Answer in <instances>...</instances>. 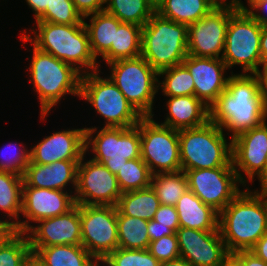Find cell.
I'll use <instances>...</instances> for the list:
<instances>
[{
    "label": "cell",
    "instance_id": "obj_1",
    "mask_svg": "<svg viewBox=\"0 0 267 266\" xmlns=\"http://www.w3.org/2000/svg\"><path fill=\"white\" fill-rule=\"evenodd\" d=\"M231 71L226 91L209 108L210 121L233 139L265 122L267 114L260 98L257 77Z\"/></svg>",
    "mask_w": 267,
    "mask_h": 266
},
{
    "label": "cell",
    "instance_id": "obj_2",
    "mask_svg": "<svg viewBox=\"0 0 267 266\" xmlns=\"http://www.w3.org/2000/svg\"><path fill=\"white\" fill-rule=\"evenodd\" d=\"M30 31L21 30L20 39L25 47L31 42L36 48L72 65L81 74L101 69V60L92 54L88 31L83 24L63 25L35 21ZM31 34V35H30ZM33 35V36H32Z\"/></svg>",
    "mask_w": 267,
    "mask_h": 266
},
{
    "label": "cell",
    "instance_id": "obj_3",
    "mask_svg": "<svg viewBox=\"0 0 267 266\" xmlns=\"http://www.w3.org/2000/svg\"><path fill=\"white\" fill-rule=\"evenodd\" d=\"M29 44L32 56L26 68L30 73L28 81L40 102V118L45 121L52 108L61 104L67 95L80 97L82 74L72 65Z\"/></svg>",
    "mask_w": 267,
    "mask_h": 266
},
{
    "label": "cell",
    "instance_id": "obj_4",
    "mask_svg": "<svg viewBox=\"0 0 267 266\" xmlns=\"http://www.w3.org/2000/svg\"><path fill=\"white\" fill-rule=\"evenodd\" d=\"M243 190L219 213V231L228 252L250 250L267 232L265 198Z\"/></svg>",
    "mask_w": 267,
    "mask_h": 266
},
{
    "label": "cell",
    "instance_id": "obj_5",
    "mask_svg": "<svg viewBox=\"0 0 267 266\" xmlns=\"http://www.w3.org/2000/svg\"><path fill=\"white\" fill-rule=\"evenodd\" d=\"M181 169L234 167L232 162V139L221 127L210 120L196 128L178 131ZM229 141V142H228Z\"/></svg>",
    "mask_w": 267,
    "mask_h": 266
},
{
    "label": "cell",
    "instance_id": "obj_6",
    "mask_svg": "<svg viewBox=\"0 0 267 266\" xmlns=\"http://www.w3.org/2000/svg\"><path fill=\"white\" fill-rule=\"evenodd\" d=\"M188 26L155 12L141 31V56L158 73L188 56Z\"/></svg>",
    "mask_w": 267,
    "mask_h": 266
},
{
    "label": "cell",
    "instance_id": "obj_7",
    "mask_svg": "<svg viewBox=\"0 0 267 266\" xmlns=\"http://www.w3.org/2000/svg\"><path fill=\"white\" fill-rule=\"evenodd\" d=\"M101 70L82 74L80 97L91 104L94 112L104 119L103 127L131 128L142 116L131 106L118 87Z\"/></svg>",
    "mask_w": 267,
    "mask_h": 266
},
{
    "label": "cell",
    "instance_id": "obj_8",
    "mask_svg": "<svg viewBox=\"0 0 267 266\" xmlns=\"http://www.w3.org/2000/svg\"><path fill=\"white\" fill-rule=\"evenodd\" d=\"M85 128V154H92H89L91 159L102 163L114 175L127 160L141 158L140 121L131 128Z\"/></svg>",
    "mask_w": 267,
    "mask_h": 266
},
{
    "label": "cell",
    "instance_id": "obj_9",
    "mask_svg": "<svg viewBox=\"0 0 267 266\" xmlns=\"http://www.w3.org/2000/svg\"><path fill=\"white\" fill-rule=\"evenodd\" d=\"M108 78L118 87L131 106L142 116L154 117L158 94V72L142 57L121 59L106 64Z\"/></svg>",
    "mask_w": 267,
    "mask_h": 266
},
{
    "label": "cell",
    "instance_id": "obj_10",
    "mask_svg": "<svg viewBox=\"0 0 267 266\" xmlns=\"http://www.w3.org/2000/svg\"><path fill=\"white\" fill-rule=\"evenodd\" d=\"M262 25L248 12L237 10L228 23L222 56L228 69L240 66L239 74H254L261 66Z\"/></svg>",
    "mask_w": 267,
    "mask_h": 266
},
{
    "label": "cell",
    "instance_id": "obj_11",
    "mask_svg": "<svg viewBox=\"0 0 267 266\" xmlns=\"http://www.w3.org/2000/svg\"><path fill=\"white\" fill-rule=\"evenodd\" d=\"M140 137L141 159L152 175L182 170L178 130L147 116L140 119Z\"/></svg>",
    "mask_w": 267,
    "mask_h": 266
},
{
    "label": "cell",
    "instance_id": "obj_12",
    "mask_svg": "<svg viewBox=\"0 0 267 266\" xmlns=\"http://www.w3.org/2000/svg\"><path fill=\"white\" fill-rule=\"evenodd\" d=\"M238 10L234 0H222L207 15L188 26V55L221 59L230 17Z\"/></svg>",
    "mask_w": 267,
    "mask_h": 266
},
{
    "label": "cell",
    "instance_id": "obj_13",
    "mask_svg": "<svg viewBox=\"0 0 267 266\" xmlns=\"http://www.w3.org/2000/svg\"><path fill=\"white\" fill-rule=\"evenodd\" d=\"M82 246L96 259L118 248L117 206L80 205Z\"/></svg>",
    "mask_w": 267,
    "mask_h": 266
},
{
    "label": "cell",
    "instance_id": "obj_14",
    "mask_svg": "<svg viewBox=\"0 0 267 266\" xmlns=\"http://www.w3.org/2000/svg\"><path fill=\"white\" fill-rule=\"evenodd\" d=\"M86 159L84 154L78 164L74 193L76 204L117 206L122 191L116 175L102 163Z\"/></svg>",
    "mask_w": 267,
    "mask_h": 266
},
{
    "label": "cell",
    "instance_id": "obj_15",
    "mask_svg": "<svg viewBox=\"0 0 267 266\" xmlns=\"http://www.w3.org/2000/svg\"><path fill=\"white\" fill-rule=\"evenodd\" d=\"M184 173L188 190L219 213L242 191L239 186L244 187L234 167L194 169Z\"/></svg>",
    "mask_w": 267,
    "mask_h": 266
},
{
    "label": "cell",
    "instance_id": "obj_16",
    "mask_svg": "<svg viewBox=\"0 0 267 266\" xmlns=\"http://www.w3.org/2000/svg\"><path fill=\"white\" fill-rule=\"evenodd\" d=\"M75 205L74 193L30 187L24 182L21 209V217L24 219H20L12 230L26 233L39 220L64 214Z\"/></svg>",
    "mask_w": 267,
    "mask_h": 266
},
{
    "label": "cell",
    "instance_id": "obj_17",
    "mask_svg": "<svg viewBox=\"0 0 267 266\" xmlns=\"http://www.w3.org/2000/svg\"><path fill=\"white\" fill-rule=\"evenodd\" d=\"M232 162L244 187L256 180L267 164V120L232 139Z\"/></svg>",
    "mask_w": 267,
    "mask_h": 266
},
{
    "label": "cell",
    "instance_id": "obj_18",
    "mask_svg": "<svg viewBox=\"0 0 267 266\" xmlns=\"http://www.w3.org/2000/svg\"><path fill=\"white\" fill-rule=\"evenodd\" d=\"M180 257L192 266H221L228 253L220 231L179 227L175 232Z\"/></svg>",
    "mask_w": 267,
    "mask_h": 266
},
{
    "label": "cell",
    "instance_id": "obj_19",
    "mask_svg": "<svg viewBox=\"0 0 267 266\" xmlns=\"http://www.w3.org/2000/svg\"><path fill=\"white\" fill-rule=\"evenodd\" d=\"M36 224L26 232L30 247L82 245L78 204L64 214L39 220Z\"/></svg>",
    "mask_w": 267,
    "mask_h": 266
},
{
    "label": "cell",
    "instance_id": "obj_20",
    "mask_svg": "<svg viewBox=\"0 0 267 266\" xmlns=\"http://www.w3.org/2000/svg\"><path fill=\"white\" fill-rule=\"evenodd\" d=\"M86 128H67L45 136L31 146L30 162L41 165L59 160H81L85 154Z\"/></svg>",
    "mask_w": 267,
    "mask_h": 266
},
{
    "label": "cell",
    "instance_id": "obj_21",
    "mask_svg": "<svg viewBox=\"0 0 267 266\" xmlns=\"http://www.w3.org/2000/svg\"><path fill=\"white\" fill-rule=\"evenodd\" d=\"M182 64L193 77L195 96L208 107L226 91L229 69L222 59L188 55Z\"/></svg>",
    "mask_w": 267,
    "mask_h": 266
},
{
    "label": "cell",
    "instance_id": "obj_22",
    "mask_svg": "<svg viewBox=\"0 0 267 266\" xmlns=\"http://www.w3.org/2000/svg\"><path fill=\"white\" fill-rule=\"evenodd\" d=\"M80 161L59 160L46 165L30 162L24 172L23 180L30 187L75 193L77 169ZM67 186L72 188H68Z\"/></svg>",
    "mask_w": 267,
    "mask_h": 266
},
{
    "label": "cell",
    "instance_id": "obj_23",
    "mask_svg": "<svg viewBox=\"0 0 267 266\" xmlns=\"http://www.w3.org/2000/svg\"><path fill=\"white\" fill-rule=\"evenodd\" d=\"M166 98L164 109L168 112L160 124L179 131L200 127L210 120V108L195 95Z\"/></svg>",
    "mask_w": 267,
    "mask_h": 266
},
{
    "label": "cell",
    "instance_id": "obj_24",
    "mask_svg": "<svg viewBox=\"0 0 267 266\" xmlns=\"http://www.w3.org/2000/svg\"><path fill=\"white\" fill-rule=\"evenodd\" d=\"M175 207L180 227L203 231L219 230V212L204 204L192 191L187 190Z\"/></svg>",
    "mask_w": 267,
    "mask_h": 266
},
{
    "label": "cell",
    "instance_id": "obj_25",
    "mask_svg": "<svg viewBox=\"0 0 267 266\" xmlns=\"http://www.w3.org/2000/svg\"><path fill=\"white\" fill-rule=\"evenodd\" d=\"M41 266H96L97 260L82 245L31 247Z\"/></svg>",
    "mask_w": 267,
    "mask_h": 266
},
{
    "label": "cell",
    "instance_id": "obj_26",
    "mask_svg": "<svg viewBox=\"0 0 267 266\" xmlns=\"http://www.w3.org/2000/svg\"><path fill=\"white\" fill-rule=\"evenodd\" d=\"M23 183V176L0 171V214L6 230H12L21 219Z\"/></svg>",
    "mask_w": 267,
    "mask_h": 266
},
{
    "label": "cell",
    "instance_id": "obj_27",
    "mask_svg": "<svg viewBox=\"0 0 267 266\" xmlns=\"http://www.w3.org/2000/svg\"><path fill=\"white\" fill-rule=\"evenodd\" d=\"M85 19L89 20V24ZM83 22L88 31L92 54L98 60L110 50L114 43L115 29L122 22L105 10L84 17Z\"/></svg>",
    "mask_w": 267,
    "mask_h": 266
},
{
    "label": "cell",
    "instance_id": "obj_28",
    "mask_svg": "<svg viewBox=\"0 0 267 266\" xmlns=\"http://www.w3.org/2000/svg\"><path fill=\"white\" fill-rule=\"evenodd\" d=\"M222 0H164L156 12L164 18L187 26L198 21Z\"/></svg>",
    "mask_w": 267,
    "mask_h": 266
},
{
    "label": "cell",
    "instance_id": "obj_29",
    "mask_svg": "<svg viewBox=\"0 0 267 266\" xmlns=\"http://www.w3.org/2000/svg\"><path fill=\"white\" fill-rule=\"evenodd\" d=\"M141 31L142 26L121 23L115 29L114 43L110 50L102 57L105 64L116 60L133 59L141 56Z\"/></svg>",
    "mask_w": 267,
    "mask_h": 266
},
{
    "label": "cell",
    "instance_id": "obj_30",
    "mask_svg": "<svg viewBox=\"0 0 267 266\" xmlns=\"http://www.w3.org/2000/svg\"><path fill=\"white\" fill-rule=\"evenodd\" d=\"M160 201L152 187L122 193L117 209L125 216H132L149 221L154 218Z\"/></svg>",
    "mask_w": 267,
    "mask_h": 266
},
{
    "label": "cell",
    "instance_id": "obj_31",
    "mask_svg": "<svg viewBox=\"0 0 267 266\" xmlns=\"http://www.w3.org/2000/svg\"><path fill=\"white\" fill-rule=\"evenodd\" d=\"M118 247L125 249H148V221L125 216L117 209Z\"/></svg>",
    "mask_w": 267,
    "mask_h": 266
},
{
    "label": "cell",
    "instance_id": "obj_32",
    "mask_svg": "<svg viewBox=\"0 0 267 266\" xmlns=\"http://www.w3.org/2000/svg\"><path fill=\"white\" fill-rule=\"evenodd\" d=\"M31 257L26 233L6 230L0 236V266H24Z\"/></svg>",
    "mask_w": 267,
    "mask_h": 266
},
{
    "label": "cell",
    "instance_id": "obj_33",
    "mask_svg": "<svg viewBox=\"0 0 267 266\" xmlns=\"http://www.w3.org/2000/svg\"><path fill=\"white\" fill-rule=\"evenodd\" d=\"M150 186L161 205L176 206L179 198L188 190V181L182 170L157 173L152 175Z\"/></svg>",
    "mask_w": 267,
    "mask_h": 266
},
{
    "label": "cell",
    "instance_id": "obj_34",
    "mask_svg": "<svg viewBox=\"0 0 267 266\" xmlns=\"http://www.w3.org/2000/svg\"><path fill=\"white\" fill-rule=\"evenodd\" d=\"M105 11L122 23L144 26L156 12L148 0H106Z\"/></svg>",
    "mask_w": 267,
    "mask_h": 266
},
{
    "label": "cell",
    "instance_id": "obj_35",
    "mask_svg": "<svg viewBox=\"0 0 267 266\" xmlns=\"http://www.w3.org/2000/svg\"><path fill=\"white\" fill-rule=\"evenodd\" d=\"M160 90L164 97L195 95V84L190 72L180 64L158 73V91Z\"/></svg>",
    "mask_w": 267,
    "mask_h": 266
},
{
    "label": "cell",
    "instance_id": "obj_36",
    "mask_svg": "<svg viewBox=\"0 0 267 266\" xmlns=\"http://www.w3.org/2000/svg\"><path fill=\"white\" fill-rule=\"evenodd\" d=\"M122 193L150 187L152 173L141 158L127 160L116 174Z\"/></svg>",
    "mask_w": 267,
    "mask_h": 266
},
{
    "label": "cell",
    "instance_id": "obj_37",
    "mask_svg": "<svg viewBox=\"0 0 267 266\" xmlns=\"http://www.w3.org/2000/svg\"><path fill=\"white\" fill-rule=\"evenodd\" d=\"M0 171L23 176L30 163V151L23 142H10L0 148Z\"/></svg>",
    "mask_w": 267,
    "mask_h": 266
},
{
    "label": "cell",
    "instance_id": "obj_38",
    "mask_svg": "<svg viewBox=\"0 0 267 266\" xmlns=\"http://www.w3.org/2000/svg\"><path fill=\"white\" fill-rule=\"evenodd\" d=\"M109 266H160L148 249L117 248L103 259Z\"/></svg>",
    "mask_w": 267,
    "mask_h": 266
},
{
    "label": "cell",
    "instance_id": "obj_39",
    "mask_svg": "<svg viewBox=\"0 0 267 266\" xmlns=\"http://www.w3.org/2000/svg\"><path fill=\"white\" fill-rule=\"evenodd\" d=\"M36 21L63 25L84 23L72 0H52L50 6H47L46 11Z\"/></svg>",
    "mask_w": 267,
    "mask_h": 266
},
{
    "label": "cell",
    "instance_id": "obj_40",
    "mask_svg": "<svg viewBox=\"0 0 267 266\" xmlns=\"http://www.w3.org/2000/svg\"><path fill=\"white\" fill-rule=\"evenodd\" d=\"M148 251L159 261H169L180 257L176 233L150 242Z\"/></svg>",
    "mask_w": 267,
    "mask_h": 266
},
{
    "label": "cell",
    "instance_id": "obj_41",
    "mask_svg": "<svg viewBox=\"0 0 267 266\" xmlns=\"http://www.w3.org/2000/svg\"><path fill=\"white\" fill-rule=\"evenodd\" d=\"M153 220L159 222V225L170 227L174 232L180 227L175 206L160 205Z\"/></svg>",
    "mask_w": 267,
    "mask_h": 266
},
{
    "label": "cell",
    "instance_id": "obj_42",
    "mask_svg": "<svg viewBox=\"0 0 267 266\" xmlns=\"http://www.w3.org/2000/svg\"><path fill=\"white\" fill-rule=\"evenodd\" d=\"M82 18L105 10L106 0H72Z\"/></svg>",
    "mask_w": 267,
    "mask_h": 266
},
{
    "label": "cell",
    "instance_id": "obj_43",
    "mask_svg": "<svg viewBox=\"0 0 267 266\" xmlns=\"http://www.w3.org/2000/svg\"><path fill=\"white\" fill-rule=\"evenodd\" d=\"M260 68L254 73V75L258 79L260 98L267 114V64H262Z\"/></svg>",
    "mask_w": 267,
    "mask_h": 266
},
{
    "label": "cell",
    "instance_id": "obj_44",
    "mask_svg": "<svg viewBox=\"0 0 267 266\" xmlns=\"http://www.w3.org/2000/svg\"><path fill=\"white\" fill-rule=\"evenodd\" d=\"M147 228L150 242L175 233L170 227L159 225V222L153 219L148 221Z\"/></svg>",
    "mask_w": 267,
    "mask_h": 266
},
{
    "label": "cell",
    "instance_id": "obj_45",
    "mask_svg": "<svg viewBox=\"0 0 267 266\" xmlns=\"http://www.w3.org/2000/svg\"><path fill=\"white\" fill-rule=\"evenodd\" d=\"M248 13L262 26L267 25V0L256 3Z\"/></svg>",
    "mask_w": 267,
    "mask_h": 266
},
{
    "label": "cell",
    "instance_id": "obj_46",
    "mask_svg": "<svg viewBox=\"0 0 267 266\" xmlns=\"http://www.w3.org/2000/svg\"><path fill=\"white\" fill-rule=\"evenodd\" d=\"M27 6L32 10L35 21L46 11L52 0H25Z\"/></svg>",
    "mask_w": 267,
    "mask_h": 266
},
{
    "label": "cell",
    "instance_id": "obj_47",
    "mask_svg": "<svg viewBox=\"0 0 267 266\" xmlns=\"http://www.w3.org/2000/svg\"><path fill=\"white\" fill-rule=\"evenodd\" d=\"M221 266H245L244 250L237 252H228L224 257Z\"/></svg>",
    "mask_w": 267,
    "mask_h": 266
},
{
    "label": "cell",
    "instance_id": "obj_48",
    "mask_svg": "<svg viewBox=\"0 0 267 266\" xmlns=\"http://www.w3.org/2000/svg\"><path fill=\"white\" fill-rule=\"evenodd\" d=\"M250 251L267 263V232L255 243Z\"/></svg>",
    "mask_w": 267,
    "mask_h": 266
},
{
    "label": "cell",
    "instance_id": "obj_49",
    "mask_svg": "<svg viewBox=\"0 0 267 266\" xmlns=\"http://www.w3.org/2000/svg\"><path fill=\"white\" fill-rule=\"evenodd\" d=\"M256 179L259 181L260 188H256V190L254 188L251 192L257 196L267 198V164Z\"/></svg>",
    "mask_w": 267,
    "mask_h": 266
},
{
    "label": "cell",
    "instance_id": "obj_50",
    "mask_svg": "<svg viewBox=\"0 0 267 266\" xmlns=\"http://www.w3.org/2000/svg\"><path fill=\"white\" fill-rule=\"evenodd\" d=\"M244 263L245 266H267V263L257 257L250 250H244Z\"/></svg>",
    "mask_w": 267,
    "mask_h": 266
},
{
    "label": "cell",
    "instance_id": "obj_51",
    "mask_svg": "<svg viewBox=\"0 0 267 266\" xmlns=\"http://www.w3.org/2000/svg\"><path fill=\"white\" fill-rule=\"evenodd\" d=\"M261 65L267 64V25L262 26L260 38Z\"/></svg>",
    "mask_w": 267,
    "mask_h": 266
},
{
    "label": "cell",
    "instance_id": "obj_52",
    "mask_svg": "<svg viewBox=\"0 0 267 266\" xmlns=\"http://www.w3.org/2000/svg\"><path fill=\"white\" fill-rule=\"evenodd\" d=\"M236 7L244 12H248L256 3L263 1V0H246V3L248 5H245L246 3H244L242 0H234Z\"/></svg>",
    "mask_w": 267,
    "mask_h": 266
},
{
    "label": "cell",
    "instance_id": "obj_53",
    "mask_svg": "<svg viewBox=\"0 0 267 266\" xmlns=\"http://www.w3.org/2000/svg\"><path fill=\"white\" fill-rule=\"evenodd\" d=\"M160 266H192V265L184 258L179 257L174 260L161 262Z\"/></svg>",
    "mask_w": 267,
    "mask_h": 266
},
{
    "label": "cell",
    "instance_id": "obj_54",
    "mask_svg": "<svg viewBox=\"0 0 267 266\" xmlns=\"http://www.w3.org/2000/svg\"><path fill=\"white\" fill-rule=\"evenodd\" d=\"M24 266H41L32 256Z\"/></svg>",
    "mask_w": 267,
    "mask_h": 266
},
{
    "label": "cell",
    "instance_id": "obj_55",
    "mask_svg": "<svg viewBox=\"0 0 267 266\" xmlns=\"http://www.w3.org/2000/svg\"><path fill=\"white\" fill-rule=\"evenodd\" d=\"M163 1L164 0H148V2L154 7L155 10L160 6Z\"/></svg>",
    "mask_w": 267,
    "mask_h": 266
},
{
    "label": "cell",
    "instance_id": "obj_56",
    "mask_svg": "<svg viewBox=\"0 0 267 266\" xmlns=\"http://www.w3.org/2000/svg\"><path fill=\"white\" fill-rule=\"evenodd\" d=\"M96 266H109L103 259L97 260Z\"/></svg>",
    "mask_w": 267,
    "mask_h": 266
},
{
    "label": "cell",
    "instance_id": "obj_57",
    "mask_svg": "<svg viewBox=\"0 0 267 266\" xmlns=\"http://www.w3.org/2000/svg\"><path fill=\"white\" fill-rule=\"evenodd\" d=\"M0 229H5V227L2 225V217L0 218Z\"/></svg>",
    "mask_w": 267,
    "mask_h": 266
},
{
    "label": "cell",
    "instance_id": "obj_58",
    "mask_svg": "<svg viewBox=\"0 0 267 266\" xmlns=\"http://www.w3.org/2000/svg\"><path fill=\"white\" fill-rule=\"evenodd\" d=\"M6 231V229H0V236Z\"/></svg>",
    "mask_w": 267,
    "mask_h": 266
},
{
    "label": "cell",
    "instance_id": "obj_59",
    "mask_svg": "<svg viewBox=\"0 0 267 266\" xmlns=\"http://www.w3.org/2000/svg\"><path fill=\"white\" fill-rule=\"evenodd\" d=\"M265 205H266V210H267V198H265Z\"/></svg>",
    "mask_w": 267,
    "mask_h": 266
}]
</instances>
